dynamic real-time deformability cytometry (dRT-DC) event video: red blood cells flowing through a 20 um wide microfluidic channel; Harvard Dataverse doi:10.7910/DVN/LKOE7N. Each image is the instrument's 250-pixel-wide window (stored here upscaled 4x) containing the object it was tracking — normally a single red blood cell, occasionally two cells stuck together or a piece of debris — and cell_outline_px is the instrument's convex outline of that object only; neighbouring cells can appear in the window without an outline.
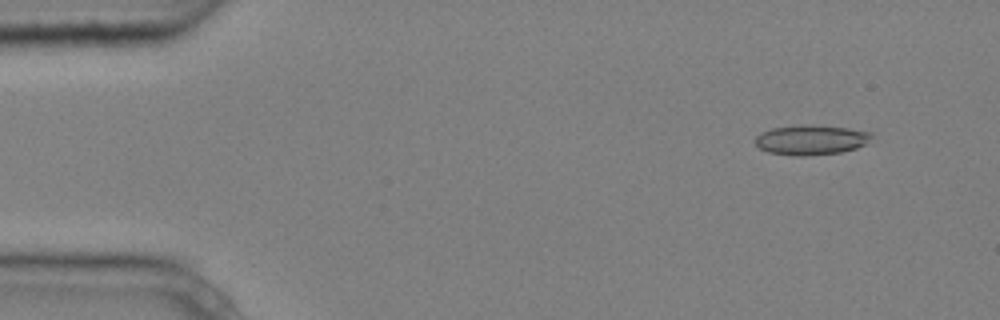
{"species": "common noctule bat (a hibernating species)", "species_latin": "Nyctalus noctula", "temperature_condition": "cold", "stored_images_in_passage": 4, "camera_frame_rate_fps": 3000, "um_per_image_px": 0.085, "animal": {"sex": "male", "body_mass_g": 20.4}, "frame": {"image": 1, "passage_image": 4, "time_ms": 1.0, "image_size_px": [1000, 320], "cell_outline_px": [[872, 136], [864, 144], [856, 148], [840, 152], [804, 156], [796, 156], [768, 152], [760, 148], [752, 140], [760, 132], [772, 128], [800, 124], [808, 124], [848, 128], [872, 132]], "centroid_in_image_um": [68.88, 11.87], "position_along_channel_um": 16.1, "area_um2": 20.35}}